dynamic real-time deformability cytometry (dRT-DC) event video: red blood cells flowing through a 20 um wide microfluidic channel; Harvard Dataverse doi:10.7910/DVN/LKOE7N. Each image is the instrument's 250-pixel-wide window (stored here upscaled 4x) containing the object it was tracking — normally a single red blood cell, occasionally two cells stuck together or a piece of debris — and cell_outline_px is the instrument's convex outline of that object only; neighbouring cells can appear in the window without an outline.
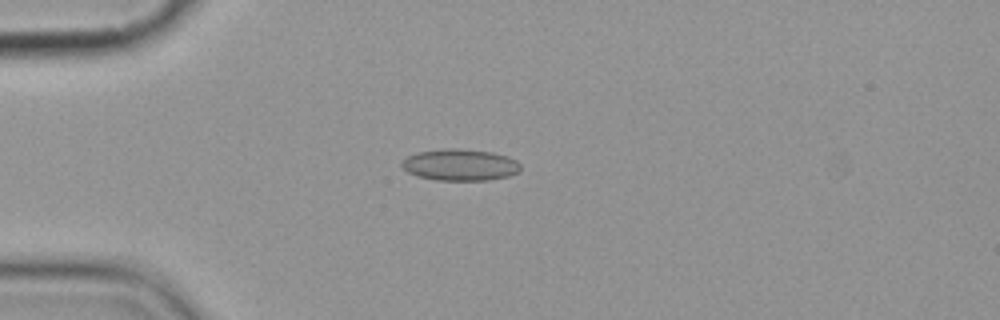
{"species": "common noctule bat (a hibernating species)", "species_latin": "Nyctalus noctula", "temperature_condition": "cold", "stored_images_in_passage": 4, "camera_frame_rate_fps": 3000, "um_per_image_px": 0.085, "animal": {"sex": "female", "body_mass_g": 19.9}, "frame": {"image": 1, "passage_image": 3, "time_ms": 3.0, "image_size_px": [1000, 320], "cell_outline_px": [[520, 168], [516, 172], [508, 176], [488, 180], [436, 180], [416, 176], [408, 172], [400, 164], [400, 160], [408, 156], [420, 152], [444, 148], [460, 148], [492, 152], [508, 156], [516, 160], [520, 164]], "centroid_in_image_um": [39.08, 14.0], "position_along_channel_um": 45.9, "area_um2": 21.91}}